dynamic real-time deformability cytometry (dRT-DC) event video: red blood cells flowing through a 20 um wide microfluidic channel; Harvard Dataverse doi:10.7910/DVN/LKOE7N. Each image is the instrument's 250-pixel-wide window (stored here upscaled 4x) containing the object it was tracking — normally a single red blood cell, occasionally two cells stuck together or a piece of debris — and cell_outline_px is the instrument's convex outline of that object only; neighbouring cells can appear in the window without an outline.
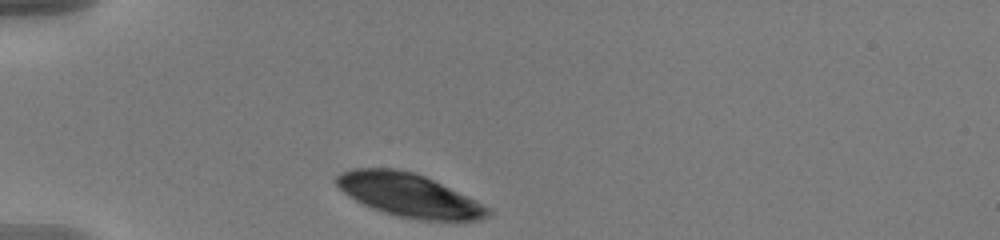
{"species": "human", "species_latin": "Homo sapiens", "temperature_condition": "warm", "stored_images_in_passage": 35, "camera_frame_rate_fps": 3000, "um_per_image_px": 0.085, "donor": {"sex": "male"}, "frame": {"image": 1, "passage_image": 1, "time_ms": 0.0, "image_size_px": [1000, 240], "cell_outline_px": [[492, 212], [488, 216], [480, 220], [416, 220], [396, 216], [372, 208], [356, 200], [344, 192], [336, 184], [336, 176], [340, 172], [352, 168], [396, 168], [412, 172], [424, 176], [476, 200], [488, 208]], "centroid_in_image_um": [34.74, 16.59], "position_along_channel_um": 50.3, "area_um2": 37.92}}
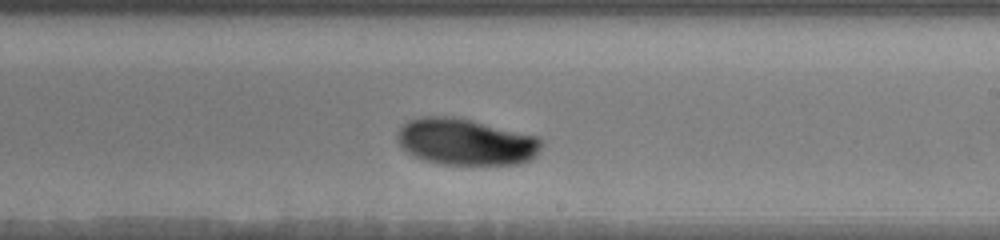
{"frame": {"image": 2, "passage_image": 20, "time_ms": 6.333, "image_size_px": [1000, 240], "cell_outline_px": [[544, 144], [540, 152], [532, 160], [520, 164], [440, 164], [424, 160], [412, 156], [400, 148], [396, 140], [396, 132], [408, 120], [424, 116], [452, 116], [472, 120], [536, 136], [544, 140]], "centroid_in_image_um": [39.58, 12.06], "position_along_channel_um": 249.4, "area_um2": 39.65}}
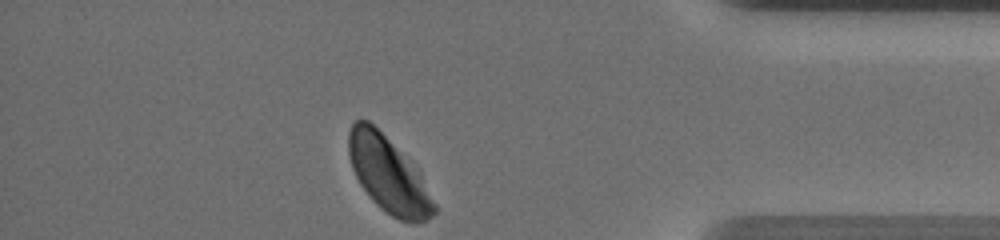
{"frame": {"image": 3, "passage_image": 35, "time_ms": 11.333, "image_size_px": [1000, 240], "cell_outline_px": [[436, 212], [428, 220], [400, 220], [392, 216], [380, 208], [372, 200], [360, 184], [352, 168], [348, 156], [348, 132], [352, 124], [356, 120], [368, 120], [412, 160], [416, 164], [436, 204]], "centroid_in_image_um": [33.02, 14.81], "position_along_channel_um": 402.2, "area_um2": 37.86}, "authors_computed_cell_mechanics": {"area_um2": 39.1306, "velocity_mm_per_s": 3.5568, "shape_relaxation_time_tau1_ms": 2.487, "shape_relaxation_time_tau2_ms": null, "deformation_change_tau1": 0.0759, "deformation_change_tau2": null}}